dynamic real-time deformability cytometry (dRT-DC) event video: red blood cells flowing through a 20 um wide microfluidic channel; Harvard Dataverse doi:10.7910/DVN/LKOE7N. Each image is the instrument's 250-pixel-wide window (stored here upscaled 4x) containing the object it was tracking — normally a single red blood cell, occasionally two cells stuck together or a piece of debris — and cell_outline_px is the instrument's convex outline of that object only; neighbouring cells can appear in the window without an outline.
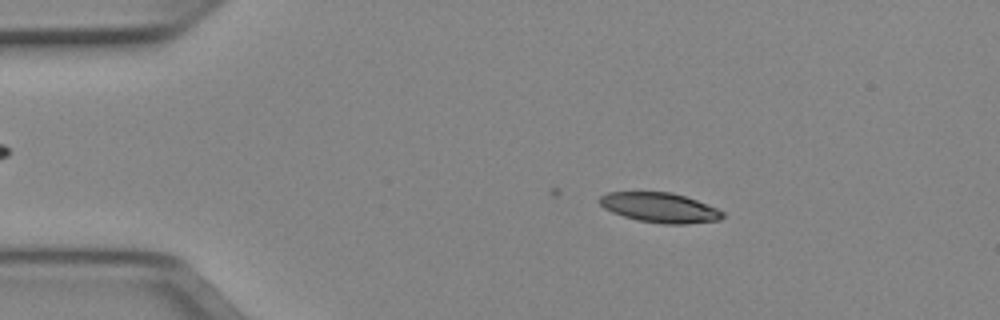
{"species": "Egyptian fruit bat (a non-hibernating species)", "species_latin": "Rousettus aegyptiacus", "temperature_condition": "cold", "stored_images_in_passage": 43, "camera_frame_rate_fps": 3000, "um_per_image_px": 0.085, "animal": {"sex": "female"}, "frame": {"image": 1, "passage_image": 8, "time_ms": 2.333, "image_size_px": [1000, 320], "cell_outline_px": [[724, 216], [720, 220], [684, 224], [664, 224], [640, 220], [624, 216], [612, 212], [604, 208], [596, 200], [600, 196], [608, 192], [672, 192], [696, 200], [716, 208], [724, 212]], "centroid_in_image_um": [56.06, 17.64], "position_along_channel_um": 28.9, "area_um2": 21.27}}
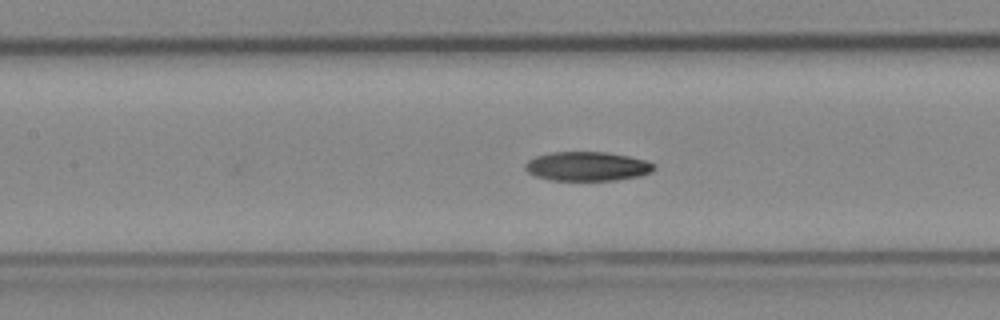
{"frame": {"image": 2, "passage_image": 22, "time_ms": 7.0, "image_size_px": [1000, 320], "cell_outline_px": [[656, 168], [652, 172], [640, 176], [616, 180], [552, 180], [536, 176], [528, 172], [524, 168], [524, 164], [528, 160], [536, 156], [552, 152], [608, 152], [648, 160], [656, 164]], "centroid_in_image_um": [49.96, 14.13], "position_along_channel_um": 157.4, "area_um2": 22.08}}
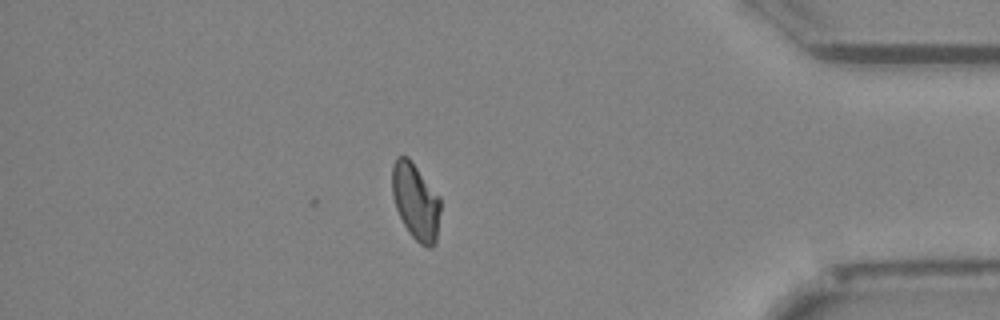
{"frame": {"image": 3, "passage_image": 43, "time_ms": 14.0, "image_size_px": [1000, 320], "cell_outline_px": [[440, 212], [436, 244], [432, 248], [428, 248], [420, 244], [408, 232], [396, 208], [392, 196], [392, 164], [396, 156], [408, 156], [440, 196]], "centroid_in_image_um": [35.34, 17.12], "position_along_channel_um": 399.9, "area_um2": 21.79}}